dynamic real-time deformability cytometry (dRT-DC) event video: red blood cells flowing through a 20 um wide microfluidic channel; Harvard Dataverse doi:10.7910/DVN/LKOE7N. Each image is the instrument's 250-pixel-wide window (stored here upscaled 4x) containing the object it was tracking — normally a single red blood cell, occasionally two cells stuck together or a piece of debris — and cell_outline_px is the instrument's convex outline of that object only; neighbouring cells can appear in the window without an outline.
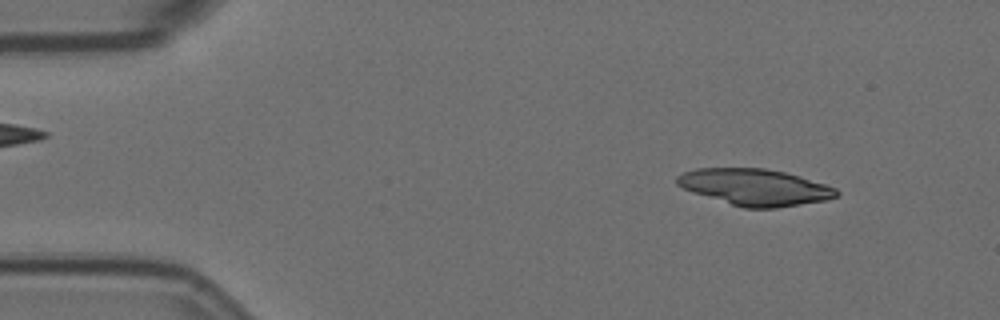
{"species": "Egyptian fruit bat (a non-hibernating species)", "species_latin": "Rousettus aegyptiacus", "temperature_condition": "room temperature", "stored_images_in_passage": 7, "camera_frame_rate_fps": 3000, "um_per_image_px": 0.085, "animal": {"sex": "female"}, "frame": {"image": 1, "passage_image": 1, "time_ms": 0.0, "image_size_px": [1000, 320], "cell_outline_px": [[840, 196], [828, 200], [776, 208], [744, 208], [692, 192], [676, 184], [676, 176], [684, 172], [696, 168], [764, 168], [784, 172], [800, 176], [836, 188], [840, 192]], "centroid_in_image_um": [64.19, 15.91], "position_along_channel_um": 20.8, "area_um2": 33.93}}